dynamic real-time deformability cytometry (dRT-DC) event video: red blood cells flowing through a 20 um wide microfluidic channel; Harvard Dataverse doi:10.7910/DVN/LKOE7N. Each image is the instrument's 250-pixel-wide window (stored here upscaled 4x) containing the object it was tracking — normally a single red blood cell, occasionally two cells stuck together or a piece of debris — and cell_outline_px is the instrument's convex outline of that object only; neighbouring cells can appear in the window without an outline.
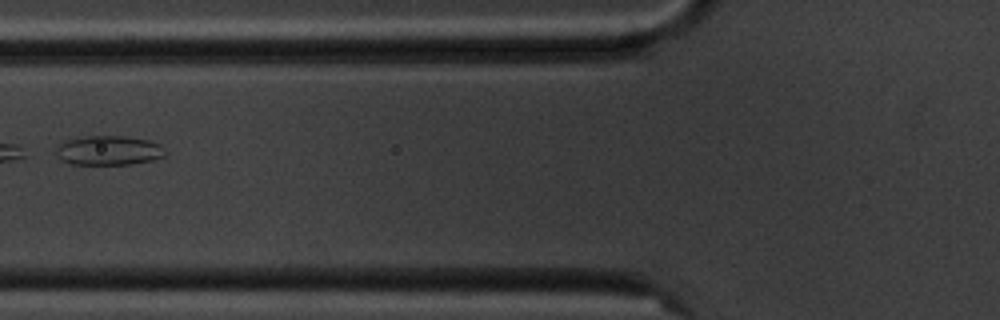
{"species": "common noctule bat (a hibernating species)", "species_latin": "Nyctalus noctula", "temperature_condition": "cold", "stored_images_in_passage": 6, "camera_frame_rate_fps": 3000, "um_per_image_px": 0.085, "animal": {"sex": "male", "body_mass_g": 20.1, "forearm_length_mm": 53.5}, "frame": {"image": 1, "passage_image": 6, "time_ms": 6.333, "image_size_px": [1000, 320], "cell_outline_px": [[168, 152], [164, 156], [152, 160], [132, 164], [72, 164], [64, 160], [56, 152], [60, 144], [68, 140], [88, 136], [128, 136], [148, 140], [160, 144]], "centroid_in_image_um": [9.33, 12.78], "position_along_channel_um": 116.5, "area_um2": 18.5}}